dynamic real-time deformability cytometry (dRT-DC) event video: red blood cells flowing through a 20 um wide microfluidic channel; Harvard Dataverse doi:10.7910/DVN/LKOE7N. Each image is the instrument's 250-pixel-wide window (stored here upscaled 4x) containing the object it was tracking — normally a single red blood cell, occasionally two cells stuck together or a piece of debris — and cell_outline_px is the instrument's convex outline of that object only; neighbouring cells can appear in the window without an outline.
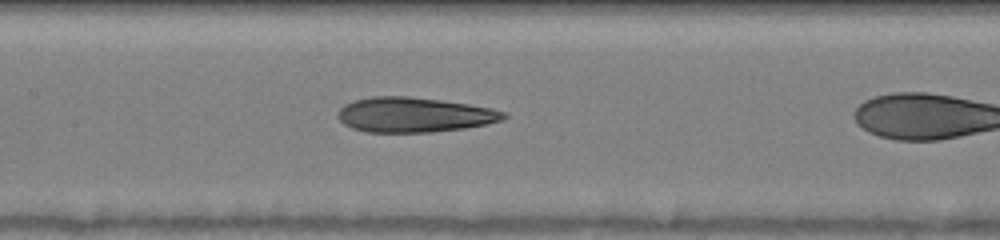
{"species": "human", "species_latin": "Homo sapiens", "temperature_condition": "warm", "stored_images_in_passage": 24, "camera_frame_rate_fps": 3000, "um_per_image_px": 0.085, "donor": {"sex": "male"}, "frame": {"image": 1, "passage_image": 8, "time_ms": 2.333, "image_size_px": [1000, 240], "cell_outline_px": [[508, 116], [504, 120], [488, 124], [464, 128], [432, 132], [368, 132], [352, 128], [344, 124], [336, 116], [336, 112], [344, 104], [356, 100], [372, 96], [408, 96], [440, 100], [468, 104], [492, 108], [504, 112]], "centroid_in_image_um": [35.2, 9.76], "position_along_channel_um": 172.2, "area_um2": 33.81}}
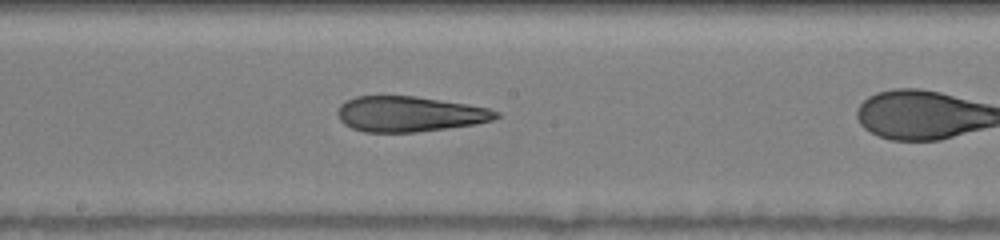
{"frame": {"image": 2, "passage_image": 11, "time_ms": 3.333, "image_size_px": [1000, 240], "cell_outline_px": [[500, 116], [492, 120], [476, 124], [416, 132], [364, 132], [352, 128], [344, 124], [340, 120], [336, 112], [340, 104], [344, 100], [356, 96], [416, 96], [468, 104], [488, 108], [500, 112]], "centroid_in_image_um": [34.78, 9.68], "position_along_channel_um": 213.4, "area_um2": 32.83}}